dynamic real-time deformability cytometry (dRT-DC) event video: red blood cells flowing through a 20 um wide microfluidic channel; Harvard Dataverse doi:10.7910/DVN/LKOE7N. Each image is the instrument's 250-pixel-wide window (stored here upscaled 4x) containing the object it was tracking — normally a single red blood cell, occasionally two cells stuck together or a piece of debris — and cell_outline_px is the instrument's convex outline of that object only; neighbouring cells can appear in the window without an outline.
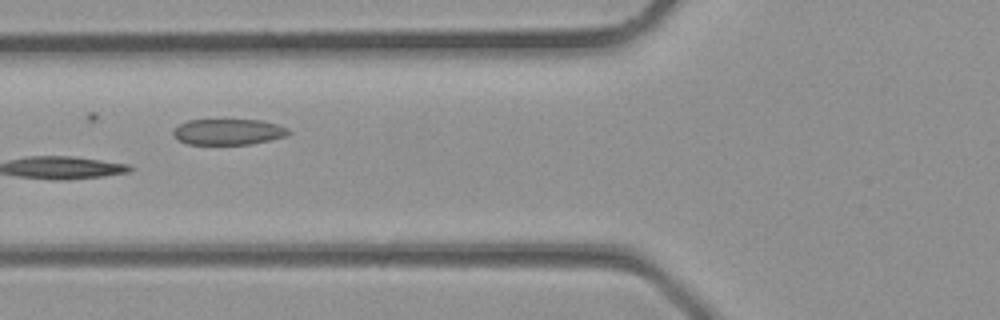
{"species": "common noctule bat (a hibernating species)", "species_latin": "Nyctalus noctula", "temperature_condition": "room temperature", "stored_images_in_passage": 3, "camera_frame_rate_fps": 3000, "um_per_image_px": 0.085, "animal": {"sex": "male", "body_mass_g": 23.1, "forearm_length_mm": 52.7}, "frame": {"image": 1, "passage_image": 3, "time_ms": 0.667, "image_size_px": [1000, 320], "cell_outline_px": [[292, 132], [284, 136], [252, 144], [188, 144], [180, 140], [172, 132], [180, 124], [188, 120], [260, 120], [276, 124], [288, 128]], "centroid_in_image_um": [19.43, 11.2], "position_along_channel_um": 106.4, "area_um2": 17.11}}